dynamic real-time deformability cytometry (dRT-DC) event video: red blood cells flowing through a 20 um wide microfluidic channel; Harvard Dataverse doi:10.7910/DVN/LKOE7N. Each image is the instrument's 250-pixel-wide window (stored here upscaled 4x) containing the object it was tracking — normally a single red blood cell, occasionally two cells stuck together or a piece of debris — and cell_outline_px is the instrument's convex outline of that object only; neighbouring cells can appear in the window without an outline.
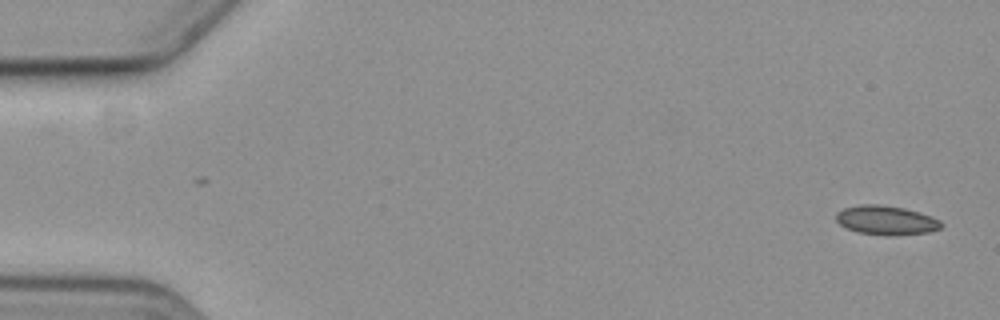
{"species": "common noctule bat (a hibernating species)", "species_latin": "Nyctalus noctula", "temperature_condition": "cold", "stored_images_in_passage": 2, "camera_frame_rate_fps": 3000, "um_per_image_px": 0.085, "animal": {"sex": "female", "body_mass_g": 19.3, "forearm_length_mm": 54.1}, "frame": {"image": 1, "passage_image": 2, "time_ms": 1.0, "image_size_px": [1000, 320], "cell_outline_px": [[944, 224], [940, 228], [928, 232], [896, 236], [888, 236], [856, 232], [840, 224], [836, 220], [836, 212], [844, 208], [860, 204], [876, 204], [904, 208], [920, 212], [932, 216], [940, 220]], "centroid_in_image_um": [75.34, 18.72], "position_along_channel_um": 9.7, "area_um2": 18.03}}